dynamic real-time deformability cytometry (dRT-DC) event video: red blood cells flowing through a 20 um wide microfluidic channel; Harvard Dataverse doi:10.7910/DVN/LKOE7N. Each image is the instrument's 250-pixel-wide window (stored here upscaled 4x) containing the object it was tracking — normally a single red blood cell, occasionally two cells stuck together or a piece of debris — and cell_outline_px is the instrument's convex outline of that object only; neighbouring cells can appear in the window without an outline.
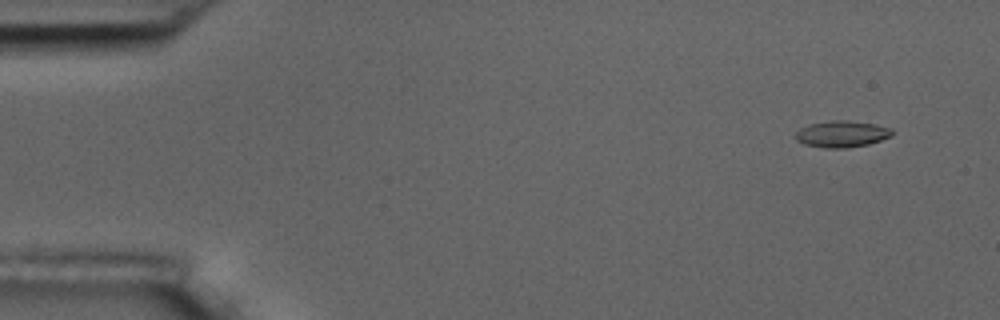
{"species": "common noctule bat (a hibernating species)", "species_latin": "Nyctalus noctula", "temperature_condition": "room temperature", "stored_images_in_passage": 5, "camera_frame_rate_fps": 3000, "um_per_image_px": 0.085, "animal": {"sex": "male", "body_mass_g": 17.5, "forearm_length_mm": 52.3}, "frame": {"image": 1, "passage_image": 1, "time_ms": 0.0, "image_size_px": [1000, 320], "cell_outline_px": [[892, 136], [868, 144], [844, 148], [824, 148], [804, 144], [796, 140], [796, 132], [800, 128], [808, 124], [828, 120], [848, 120], [876, 124], [892, 128]], "centroid_in_image_um": [71.54, 11.38], "position_along_channel_um": 13.5, "area_um2": 15.03}}